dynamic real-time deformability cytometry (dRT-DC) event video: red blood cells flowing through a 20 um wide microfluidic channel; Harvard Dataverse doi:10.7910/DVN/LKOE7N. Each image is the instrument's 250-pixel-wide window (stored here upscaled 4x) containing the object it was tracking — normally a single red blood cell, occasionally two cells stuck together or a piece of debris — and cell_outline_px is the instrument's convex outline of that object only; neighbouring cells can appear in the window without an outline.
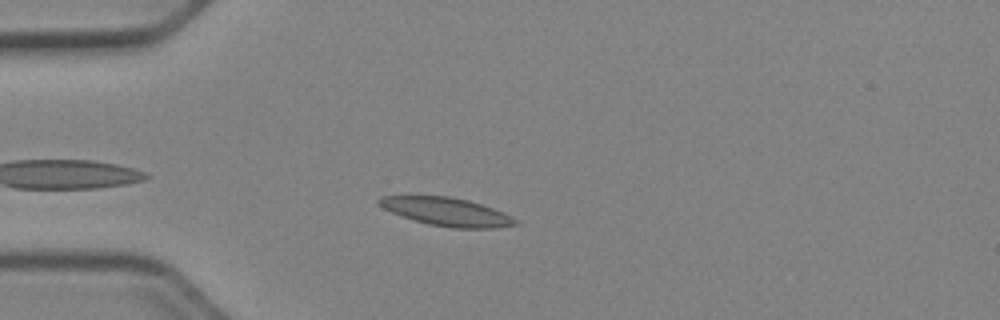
{"species": "Egyptian fruit bat (a non-hibernating species)", "species_latin": "Rousettus aegyptiacus", "temperature_condition": "cold", "stored_images_in_passage": 32, "camera_frame_rate_fps": 3000, "um_per_image_px": 0.085, "animal": {"sex": "female"}, "frame": {"image": 1, "passage_image": 4, "time_ms": 1.0, "image_size_px": [1000, 320], "cell_outline_px": [[520, 224], [496, 228], [452, 228], [428, 224], [392, 212], [384, 208], [376, 200], [380, 196], [408, 192], [448, 196], [468, 200], [504, 212], [520, 220]], "centroid_in_image_um": [37.92, 17.94], "position_along_channel_um": 47.1, "area_um2": 23.29}}
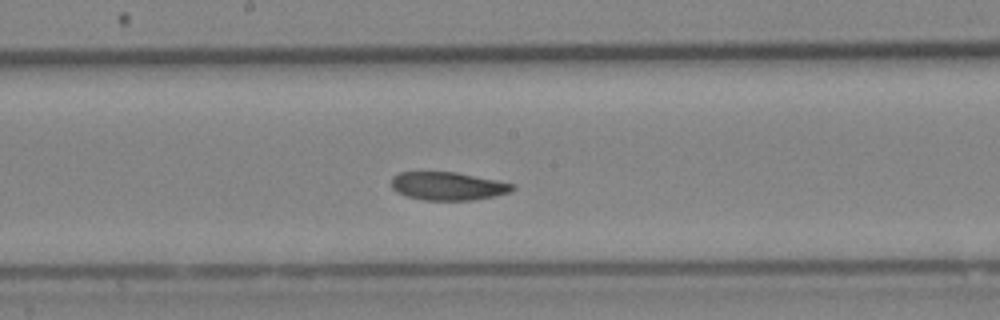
{"frame": {"image": 2, "passage_image": 18, "time_ms": 5.667, "image_size_px": [1000, 320], "cell_outline_px": [[516, 188], [508, 192], [492, 196], [472, 200], [424, 200], [408, 196], [396, 192], [392, 188], [392, 176], [400, 172], [456, 172], [516, 184]], "centroid_in_image_um": [38.06, 15.81], "position_along_channel_um": 210.1, "area_um2": 19.77}}
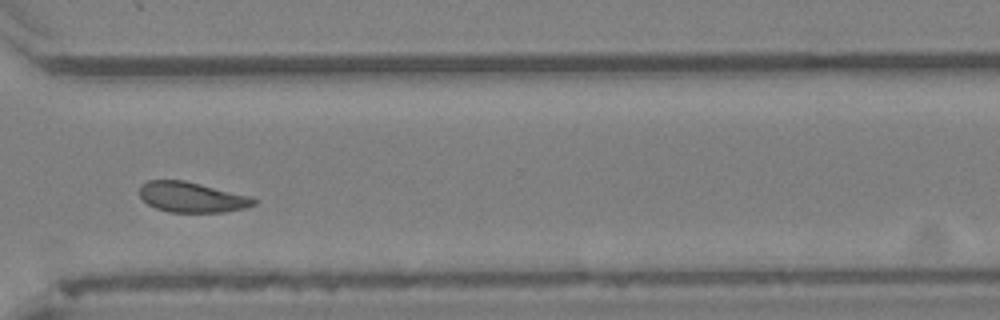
{"frame": {"image": 3, "passage_image": 29, "time_ms": 9.333, "image_size_px": [1000, 320], "cell_outline_px": [[256, 204], [244, 208], [224, 212], [168, 212], [156, 208], [148, 204], [140, 196], [140, 184], [148, 180], [184, 180], [252, 196], [256, 200]], "centroid_in_image_um": [16.31, 16.75], "position_along_channel_um": 354.3, "area_um2": 20.23}, "authors_computed_cell_mechanics": {"area_um2": 20.6924, "velocity_mm_per_s": 3.9032, "shape_relaxation_time_tau1_ms": 2.8892, "shape_relaxation_time_tau2_ms": 2.3594, "deformation_change_tau1": 0.1095, "deformation_change_tau2": 0.0767}}